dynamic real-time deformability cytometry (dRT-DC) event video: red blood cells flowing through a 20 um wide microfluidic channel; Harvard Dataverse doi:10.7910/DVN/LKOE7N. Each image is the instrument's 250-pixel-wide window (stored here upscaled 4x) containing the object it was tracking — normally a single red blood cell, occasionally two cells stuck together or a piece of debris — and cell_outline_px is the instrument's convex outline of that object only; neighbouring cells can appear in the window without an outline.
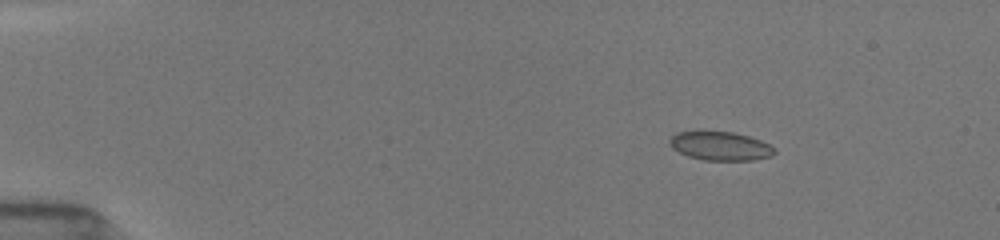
{"species": "common noctule bat (a hibernating species)", "species_latin": "Nyctalus noctula", "temperature_condition": "room temperature", "stored_images_in_passage": 9, "camera_frame_rate_fps": 3000, "um_per_image_px": 0.085, "animal": {"sex": "female", "body_mass_g": 19.5, "forearm_length_mm": 54.1}, "frame": {"image": 1, "passage_image": 4, "time_ms": 1.0, "image_size_px": [1000, 240], "cell_outline_px": [[776, 152], [772, 156], [752, 160], [704, 160], [688, 156], [672, 148], [668, 144], [668, 140], [676, 132], [696, 128], [732, 132], [748, 136], [760, 140], [776, 148]], "centroid_in_image_um": [61.16, 12.36], "position_along_channel_um": 23.8, "area_um2": 18.26}}